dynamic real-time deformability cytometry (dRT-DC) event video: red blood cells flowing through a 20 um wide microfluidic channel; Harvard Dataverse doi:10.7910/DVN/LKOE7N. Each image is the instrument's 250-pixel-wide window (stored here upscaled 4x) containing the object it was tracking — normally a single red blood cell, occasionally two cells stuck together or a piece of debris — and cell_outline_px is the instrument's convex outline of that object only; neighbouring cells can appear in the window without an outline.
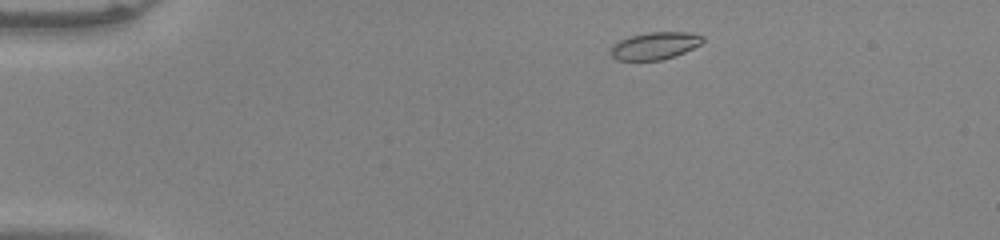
{"species": "common noctule bat (a hibernating species)", "species_latin": "Nyctalus noctula", "temperature_condition": "warm", "stored_images_in_passage": 46, "camera_frame_rate_fps": 3000, "um_per_image_px": 0.085, "animal": {"sex": "male", "body_mass_g": 20.0, "forearm_length_mm": 53.3}, "frame": {"image": 1, "passage_image": 3, "time_ms": 0.667, "image_size_px": [1000, 240], "cell_outline_px": [[704, 40], [700, 44], [684, 52], [660, 60], [616, 60], [608, 52], [612, 44], [620, 40], [632, 36], [648, 32], [688, 32], [704, 36]], "centroid_in_image_um": [55.62, 3.88], "position_along_channel_um": 29.4, "area_um2": 14.57}}
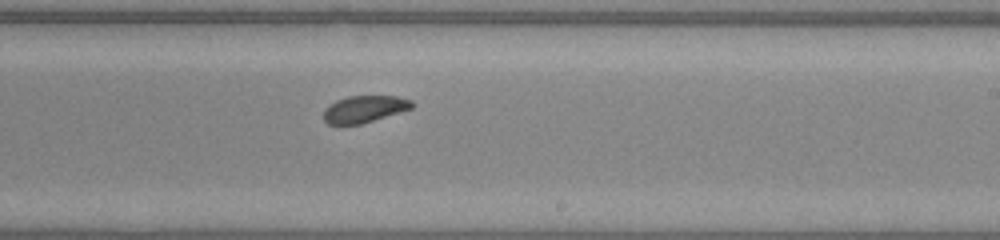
{"frame": {"image": 2, "passage_image": 26, "time_ms": 8.333, "image_size_px": [1000, 240], "cell_outline_px": [[416, 104], [412, 108], [360, 124], [328, 124], [324, 120], [324, 108], [328, 104], [336, 100], [348, 96], [396, 96], [412, 100]], "centroid_in_image_um": [30.96, 9.25], "position_along_channel_um": 258.0, "area_um2": 13.81}}
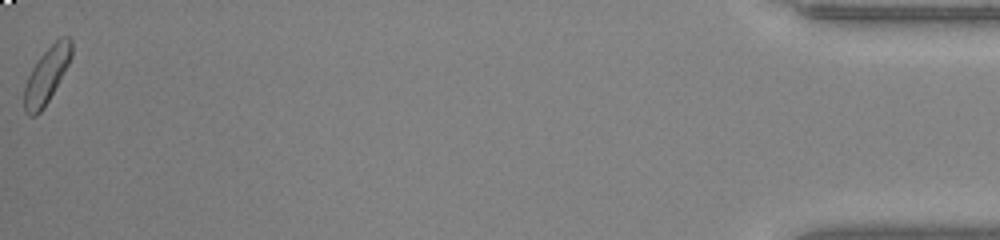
{"frame": {"image": 3, "passage_image": 46, "time_ms": 15.0, "image_size_px": [1000, 240], "cell_outline_px": [[72, 56], [68, 64], [44, 108], [36, 116], [28, 116], [24, 112], [24, 84], [36, 60], [60, 36], [68, 36], [72, 40]], "centroid_in_image_um": [3.94, 6.4], "position_along_channel_um": 431.3, "area_um2": 15.37}, "authors_computed_cell_mechanics": {"area_um2": 14.9702, "velocity_mm_per_s": 3.9668, "shape_relaxation_time_tau1_ms": 3.1773, "shape_relaxation_time_tau2_ms": null, "deformation_change_tau1": 0.0949, "deformation_change_tau2": null}}